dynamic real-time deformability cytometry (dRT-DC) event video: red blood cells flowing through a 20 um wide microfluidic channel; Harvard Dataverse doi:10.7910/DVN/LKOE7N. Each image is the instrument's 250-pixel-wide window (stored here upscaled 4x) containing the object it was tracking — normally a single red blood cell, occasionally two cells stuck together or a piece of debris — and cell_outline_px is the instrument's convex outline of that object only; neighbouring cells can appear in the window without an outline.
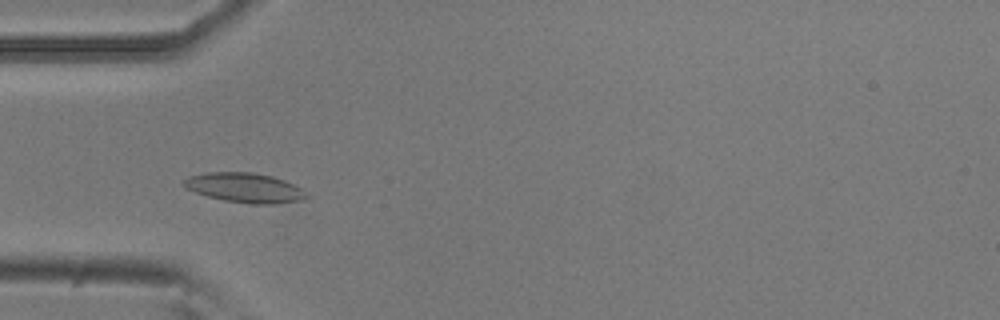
{"species": "common noctule bat (a hibernating species)", "species_latin": "Nyctalus noctula", "temperature_condition": "room temperature", "stored_images_in_passage": 13, "camera_frame_rate_fps": 3000, "um_per_image_px": 0.085, "animal": {"sex": "male", "body_mass_g": 20.5, "forearm_length_mm": 52.5}, "frame": {"image": 1, "passage_image": 10, "time_ms": 3.0, "image_size_px": [1000, 320], "cell_outline_px": [[308, 196], [304, 200], [272, 204], [248, 204], [224, 200], [208, 196], [184, 188], [180, 184], [188, 176], [204, 172], [252, 172], [272, 176], [284, 180], [308, 192]], "centroid_in_image_um": [20.78, 15.95], "position_along_channel_um": 64.2, "area_um2": 21.39}}